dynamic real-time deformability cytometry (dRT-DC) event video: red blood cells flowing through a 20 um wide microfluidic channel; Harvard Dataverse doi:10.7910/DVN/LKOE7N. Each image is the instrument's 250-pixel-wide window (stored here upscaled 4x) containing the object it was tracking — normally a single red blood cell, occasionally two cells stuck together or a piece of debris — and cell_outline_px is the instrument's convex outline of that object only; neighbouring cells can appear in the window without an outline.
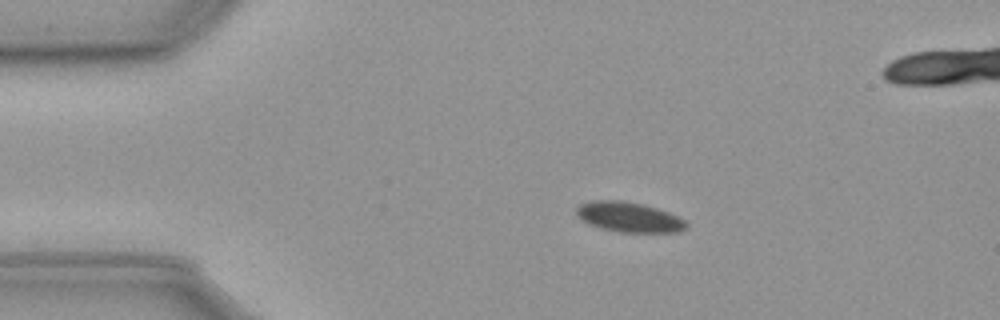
{"species": "common noctule bat (a hibernating species)", "species_latin": "Nyctalus noctula", "temperature_condition": "cold", "stored_images_in_passage": 48, "camera_frame_rate_fps": 3000, "um_per_image_px": 0.085, "animal": {"sex": "male", "body_mass_g": 23.1, "forearm_length_mm": 52.7}, "frame": {"image": 1, "passage_image": 1, "time_ms": 0.0, "image_size_px": [1000, 320], "cell_outline_px": [[688, 224], [684, 228], [676, 232], [620, 232], [600, 228], [588, 224], [576, 216], [576, 208], [580, 204], [592, 200], [620, 200], [640, 204], [656, 208], [668, 212], [684, 220]], "centroid_in_image_um": [53.4, 18.45], "position_along_channel_um": 31.6, "area_um2": 19.07}}
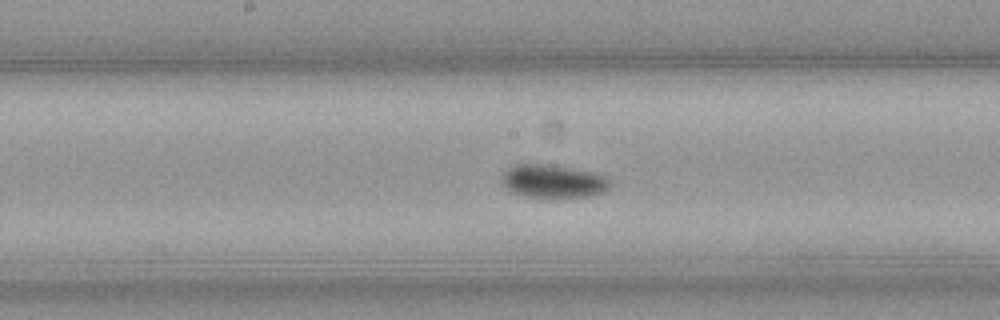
{"frame": {"image": 2, "passage_image": 19, "time_ms": 6.0, "image_size_px": [1000, 320], "cell_outline_px": [[616, 184], [612, 188], [596, 196], [520, 196], [504, 188], [500, 184], [504, 172], [508, 168], [516, 164], [540, 164], [568, 168], [592, 172], [604, 176], [612, 180]], "centroid_in_image_um": [47.06, 15.42], "position_along_channel_um": 201.1, "area_um2": 20.98}}
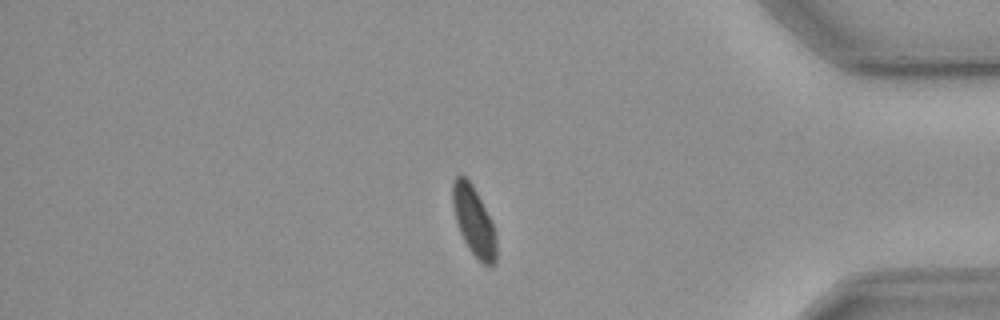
{"frame": {"image": 3, "passage_image": 38, "time_ms": 12.333, "image_size_px": [1000, 320], "cell_outline_px": [[496, 264], [484, 264], [472, 252], [464, 240], [460, 232], [456, 220], [452, 204], [452, 184], [456, 176], [460, 172], [472, 184], [496, 232]], "centroid_in_image_um": [40.26, 18.76], "position_along_channel_um": 394.9, "area_um2": 17.22}}